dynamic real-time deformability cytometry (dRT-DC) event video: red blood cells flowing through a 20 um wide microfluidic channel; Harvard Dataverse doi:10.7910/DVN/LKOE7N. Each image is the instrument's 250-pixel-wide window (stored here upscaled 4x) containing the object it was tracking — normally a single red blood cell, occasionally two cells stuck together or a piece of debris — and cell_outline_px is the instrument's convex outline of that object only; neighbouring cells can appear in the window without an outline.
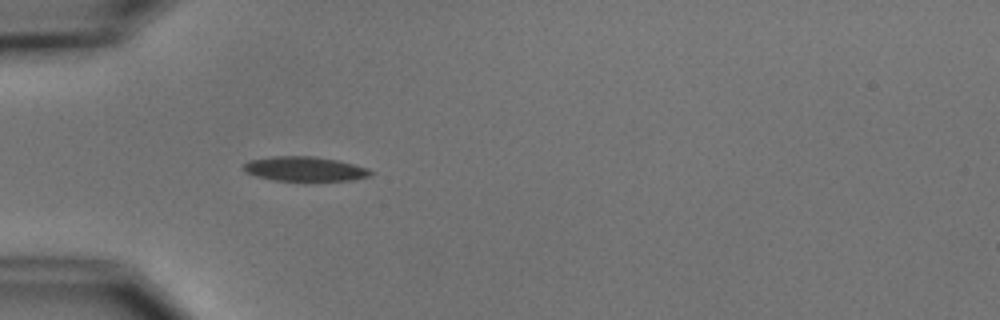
{"species": "common noctule bat (a hibernating species)", "species_latin": "Nyctalus noctula", "temperature_condition": "cold", "stored_images_in_passage": 1, "camera_frame_rate_fps": 3000, "um_per_image_px": 0.085, "animal": {"sex": "male", "body_mass_g": 15.6}, "frame": {"image": 1, "passage_image": 1, "time_ms": 0.0, "image_size_px": [1000, 320], "cell_outline_px": [[376, 172], [372, 176], [352, 180], [272, 180], [256, 176], [244, 172], [244, 164], [248, 160], [272, 156], [316, 156], [336, 160], [368, 168]], "centroid_in_image_um": [25.92, 14.35], "position_along_channel_um": 59.1, "area_um2": 18.21}}